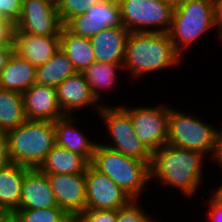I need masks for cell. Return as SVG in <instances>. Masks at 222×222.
Instances as JSON below:
<instances>
[{"mask_svg":"<svg viewBox=\"0 0 222 222\" xmlns=\"http://www.w3.org/2000/svg\"><path fill=\"white\" fill-rule=\"evenodd\" d=\"M206 157L198 151L165 144L152 154L150 180L155 178L159 185L170 186L191 200L204 182Z\"/></svg>","mask_w":222,"mask_h":222,"instance_id":"1","label":"cell"},{"mask_svg":"<svg viewBox=\"0 0 222 222\" xmlns=\"http://www.w3.org/2000/svg\"><path fill=\"white\" fill-rule=\"evenodd\" d=\"M183 57L175 50L168 33L131 32L126 47L123 71L138 79L147 73L181 65ZM143 75V76H142Z\"/></svg>","mask_w":222,"mask_h":222,"instance_id":"2","label":"cell"},{"mask_svg":"<svg viewBox=\"0 0 222 222\" xmlns=\"http://www.w3.org/2000/svg\"><path fill=\"white\" fill-rule=\"evenodd\" d=\"M11 163L38 168L56 145L55 126L51 121L26 120L7 131Z\"/></svg>","mask_w":222,"mask_h":222,"instance_id":"3","label":"cell"},{"mask_svg":"<svg viewBox=\"0 0 222 222\" xmlns=\"http://www.w3.org/2000/svg\"><path fill=\"white\" fill-rule=\"evenodd\" d=\"M91 164L112 179L132 199L142 197L151 181L150 166L145 161L127 157L101 143L96 146Z\"/></svg>","mask_w":222,"mask_h":222,"instance_id":"4","label":"cell"},{"mask_svg":"<svg viewBox=\"0 0 222 222\" xmlns=\"http://www.w3.org/2000/svg\"><path fill=\"white\" fill-rule=\"evenodd\" d=\"M215 28L213 0H184L174 7L168 32L175 50L183 57L186 47Z\"/></svg>","mask_w":222,"mask_h":222,"instance_id":"5","label":"cell"},{"mask_svg":"<svg viewBox=\"0 0 222 222\" xmlns=\"http://www.w3.org/2000/svg\"><path fill=\"white\" fill-rule=\"evenodd\" d=\"M215 129L211 123L196 115L170 107L167 144L180 149L194 150L210 158L215 149Z\"/></svg>","mask_w":222,"mask_h":222,"instance_id":"6","label":"cell"},{"mask_svg":"<svg viewBox=\"0 0 222 222\" xmlns=\"http://www.w3.org/2000/svg\"><path fill=\"white\" fill-rule=\"evenodd\" d=\"M98 113L107 129L106 135L111 138L109 143L101 144L150 166L153 153L135 133L130 114L119 104L102 106Z\"/></svg>","mask_w":222,"mask_h":222,"instance_id":"7","label":"cell"},{"mask_svg":"<svg viewBox=\"0 0 222 222\" xmlns=\"http://www.w3.org/2000/svg\"><path fill=\"white\" fill-rule=\"evenodd\" d=\"M122 23L130 32L168 33L174 7L163 0H117Z\"/></svg>","mask_w":222,"mask_h":222,"instance_id":"8","label":"cell"},{"mask_svg":"<svg viewBox=\"0 0 222 222\" xmlns=\"http://www.w3.org/2000/svg\"><path fill=\"white\" fill-rule=\"evenodd\" d=\"M121 106L130 114L135 133L152 153L167 144L170 105Z\"/></svg>","mask_w":222,"mask_h":222,"instance_id":"9","label":"cell"},{"mask_svg":"<svg viewBox=\"0 0 222 222\" xmlns=\"http://www.w3.org/2000/svg\"><path fill=\"white\" fill-rule=\"evenodd\" d=\"M62 27L56 0H22L21 14L14 31L37 36H60Z\"/></svg>","mask_w":222,"mask_h":222,"instance_id":"10","label":"cell"},{"mask_svg":"<svg viewBox=\"0 0 222 222\" xmlns=\"http://www.w3.org/2000/svg\"><path fill=\"white\" fill-rule=\"evenodd\" d=\"M85 181L86 209L117 210L132 200L112 179L91 163L86 169Z\"/></svg>","mask_w":222,"mask_h":222,"instance_id":"11","label":"cell"},{"mask_svg":"<svg viewBox=\"0 0 222 222\" xmlns=\"http://www.w3.org/2000/svg\"><path fill=\"white\" fill-rule=\"evenodd\" d=\"M123 26L117 0L96 3L86 13L71 18L64 27L74 35L91 39L102 29Z\"/></svg>","mask_w":222,"mask_h":222,"instance_id":"12","label":"cell"},{"mask_svg":"<svg viewBox=\"0 0 222 222\" xmlns=\"http://www.w3.org/2000/svg\"><path fill=\"white\" fill-rule=\"evenodd\" d=\"M58 207L77 217L86 209L85 173L46 174Z\"/></svg>","mask_w":222,"mask_h":222,"instance_id":"13","label":"cell"},{"mask_svg":"<svg viewBox=\"0 0 222 222\" xmlns=\"http://www.w3.org/2000/svg\"><path fill=\"white\" fill-rule=\"evenodd\" d=\"M57 99L64 115H76L78 110L93 106L98 113L102 105L97 102L82 72H77L56 87ZM74 112V114H73Z\"/></svg>","mask_w":222,"mask_h":222,"instance_id":"14","label":"cell"},{"mask_svg":"<svg viewBox=\"0 0 222 222\" xmlns=\"http://www.w3.org/2000/svg\"><path fill=\"white\" fill-rule=\"evenodd\" d=\"M22 98L27 120L55 122L65 116L54 87L35 83L22 93Z\"/></svg>","mask_w":222,"mask_h":222,"instance_id":"15","label":"cell"},{"mask_svg":"<svg viewBox=\"0 0 222 222\" xmlns=\"http://www.w3.org/2000/svg\"><path fill=\"white\" fill-rule=\"evenodd\" d=\"M13 45L14 52L37 68L45 64L60 49V38L14 31Z\"/></svg>","mask_w":222,"mask_h":222,"instance_id":"16","label":"cell"},{"mask_svg":"<svg viewBox=\"0 0 222 222\" xmlns=\"http://www.w3.org/2000/svg\"><path fill=\"white\" fill-rule=\"evenodd\" d=\"M130 33L124 26L102 29L90 39L95 60L101 63L124 64Z\"/></svg>","mask_w":222,"mask_h":222,"instance_id":"17","label":"cell"},{"mask_svg":"<svg viewBox=\"0 0 222 222\" xmlns=\"http://www.w3.org/2000/svg\"><path fill=\"white\" fill-rule=\"evenodd\" d=\"M56 206L58 205L47 175L37 168L30 169L22 183L19 209H46Z\"/></svg>","mask_w":222,"mask_h":222,"instance_id":"18","label":"cell"},{"mask_svg":"<svg viewBox=\"0 0 222 222\" xmlns=\"http://www.w3.org/2000/svg\"><path fill=\"white\" fill-rule=\"evenodd\" d=\"M78 116L65 115L54 122L56 145L84 156L90 163L99 142L90 140L76 127Z\"/></svg>","mask_w":222,"mask_h":222,"instance_id":"19","label":"cell"},{"mask_svg":"<svg viewBox=\"0 0 222 222\" xmlns=\"http://www.w3.org/2000/svg\"><path fill=\"white\" fill-rule=\"evenodd\" d=\"M31 168L10 163L0 169V210L15 213L19 210L22 183Z\"/></svg>","mask_w":222,"mask_h":222,"instance_id":"20","label":"cell"},{"mask_svg":"<svg viewBox=\"0 0 222 222\" xmlns=\"http://www.w3.org/2000/svg\"><path fill=\"white\" fill-rule=\"evenodd\" d=\"M36 69L23 57L13 52L0 74V88L24 93L35 84Z\"/></svg>","mask_w":222,"mask_h":222,"instance_id":"21","label":"cell"},{"mask_svg":"<svg viewBox=\"0 0 222 222\" xmlns=\"http://www.w3.org/2000/svg\"><path fill=\"white\" fill-rule=\"evenodd\" d=\"M90 162L82 155L55 145L37 168L44 174L85 173Z\"/></svg>","mask_w":222,"mask_h":222,"instance_id":"22","label":"cell"},{"mask_svg":"<svg viewBox=\"0 0 222 222\" xmlns=\"http://www.w3.org/2000/svg\"><path fill=\"white\" fill-rule=\"evenodd\" d=\"M60 49L66 54L77 72H83L95 62L91 40L69 32L64 26L60 31Z\"/></svg>","mask_w":222,"mask_h":222,"instance_id":"23","label":"cell"},{"mask_svg":"<svg viewBox=\"0 0 222 222\" xmlns=\"http://www.w3.org/2000/svg\"><path fill=\"white\" fill-rule=\"evenodd\" d=\"M123 70V64L93 62L82 74L84 75L89 87L94 95V98L102 106L109 105L101 100L103 99L102 92L112 91L115 83L118 81V72ZM101 99V100H100Z\"/></svg>","mask_w":222,"mask_h":222,"instance_id":"24","label":"cell"},{"mask_svg":"<svg viewBox=\"0 0 222 222\" xmlns=\"http://www.w3.org/2000/svg\"><path fill=\"white\" fill-rule=\"evenodd\" d=\"M77 73L66 54L59 49L45 64L37 67L35 83L56 88L62 81Z\"/></svg>","mask_w":222,"mask_h":222,"instance_id":"25","label":"cell"},{"mask_svg":"<svg viewBox=\"0 0 222 222\" xmlns=\"http://www.w3.org/2000/svg\"><path fill=\"white\" fill-rule=\"evenodd\" d=\"M26 120L22 94L0 88V129H15Z\"/></svg>","mask_w":222,"mask_h":222,"instance_id":"26","label":"cell"},{"mask_svg":"<svg viewBox=\"0 0 222 222\" xmlns=\"http://www.w3.org/2000/svg\"><path fill=\"white\" fill-rule=\"evenodd\" d=\"M15 213L20 222H65L71 217L58 206L46 209H19Z\"/></svg>","mask_w":222,"mask_h":222,"instance_id":"27","label":"cell"},{"mask_svg":"<svg viewBox=\"0 0 222 222\" xmlns=\"http://www.w3.org/2000/svg\"><path fill=\"white\" fill-rule=\"evenodd\" d=\"M106 0H56V6L63 26L73 17L86 13L93 5Z\"/></svg>","mask_w":222,"mask_h":222,"instance_id":"28","label":"cell"},{"mask_svg":"<svg viewBox=\"0 0 222 222\" xmlns=\"http://www.w3.org/2000/svg\"><path fill=\"white\" fill-rule=\"evenodd\" d=\"M140 199H132L125 206L117 209V222H160L148 215L143 206L139 205ZM143 208V209H142Z\"/></svg>","mask_w":222,"mask_h":222,"instance_id":"29","label":"cell"},{"mask_svg":"<svg viewBox=\"0 0 222 222\" xmlns=\"http://www.w3.org/2000/svg\"><path fill=\"white\" fill-rule=\"evenodd\" d=\"M77 218L80 222H117V210L85 209Z\"/></svg>","mask_w":222,"mask_h":222,"instance_id":"30","label":"cell"},{"mask_svg":"<svg viewBox=\"0 0 222 222\" xmlns=\"http://www.w3.org/2000/svg\"><path fill=\"white\" fill-rule=\"evenodd\" d=\"M22 0H0V19H9L14 24L18 21Z\"/></svg>","mask_w":222,"mask_h":222,"instance_id":"31","label":"cell"},{"mask_svg":"<svg viewBox=\"0 0 222 222\" xmlns=\"http://www.w3.org/2000/svg\"><path fill=\"white\" fill-rule=\"evenodd\" d=\"M207 202V211L206 222H222V201L219 200L213 193L209 196Z\"/></svg>","mask_w":222,"mask_h":222,"instance_id":"32","label":"cell"},{"mask_svg":"<svg viewBox=\"0 0 222 222\" xmlns=\"http://www.w3.org/2000/svg\"><path fill=\"white\" fill-rule=\"evenodd\" d=\"M15 24L9 19H0V46H14Z\"/></svg>","mask_w":222,"mask_h":222,"instance_id":"33","label":"cell"},{"mask_svg":"<svg viewBox=\"0 0 222 222\" xmlns=\"http://www.w3.org/2000/svg\"><path fill=\"white\" fill-rule=\"evenodd\" d=\"M7 131L0 129V169L10 164Z\"/></svg>","mask_w":222,"mask_h":222,"instance_id":"34","label":"cell"},{"mask_svg":"<svg viewBox=\"0 0 222 222\" xmlns=\"http://www.w3.org/2000/svg\"><path fill=\"white\" fill-rule=\"evenodd\" d=\"M212 160L218 165H222V129L218 127L215 129V149L211 158Z\"/></svg>","mask_w":222,"mask_h":222,"instance_id":"35","label":"cell"},{"mask_svg":"<svg viewBox=\"0 0 222 222\" xmlns=\"http://www.w3.org/2000/svg\"><path fill=\"white\" fill-rule=\"evenodd\" d=\"M213 12L217 34L222 38V0H213Z\"/></svg>","mask_w":222,"mask_h":222,"instance_id":"36","label":"cell"},{"mask_svg":"<svg viewBox=\"0 0 222 222\" xmlns=\"http://www.w3.org/2000/svg\"><path fill=\"white\" fill-rule=\"evenodd\" d=\"M13 52L14 46H0V74L10 60Z\"/></svg>","mask_w":222,"mask_h":222,"instance_id":"37","label":"cell"},{"mask_svg":"<svg viewBox=\"0 0 222 222\" xmlns=\"http://www.w3.org/2000/svg\"><path fill=\"white\" fill-rule=\"evenodd\" d=\"M0 222H20L16 213L2 212L0 214Z\"/></svg>","mask_w":222,"mask_h":222,"instance_id":"38","label":"cell"},{"mask_svg":"<svg viewBox=\"0 0 222 222\" xmlns=\"http://www.w3.org/2000/svg\"><path fill=\"white\" fill-rule=\"evenodd\" d=\"M222 169V165L219 166ZM222 171V170H221ZM213 194L222 201V183L217 186V188H215V191L213 189Z\"/></svg>","mask_w":222,"mask_h":222,"instance_id":"39","label":"cell"},{"mask_svg":"<svg viewBox=\"0 0 222 222\" xmlns=\"http://www.w3.org/2000/svg\"><path fill=\"white\" fill-rule=\"evenodd\" d=\"M163 1L171 4L173 7H176L180 3H182L184 0H163Z\"/></svg>","mask_w":222,"mask_h":222,"instance_id":"40","label":"cell"},{"mask_svg":"<svg viewBox=\"0 0 222 222\" xmlns=\"http://www.w3.org/2000/svg\"><path fill=\"white\" fill-rule=\"evenodd\" d=\"M65 222H80V220L77 217H70Z\"/></svg>","mask_w":222,"mask_h":222,"instance_id":"41","label":"cell"}]
</instances>
